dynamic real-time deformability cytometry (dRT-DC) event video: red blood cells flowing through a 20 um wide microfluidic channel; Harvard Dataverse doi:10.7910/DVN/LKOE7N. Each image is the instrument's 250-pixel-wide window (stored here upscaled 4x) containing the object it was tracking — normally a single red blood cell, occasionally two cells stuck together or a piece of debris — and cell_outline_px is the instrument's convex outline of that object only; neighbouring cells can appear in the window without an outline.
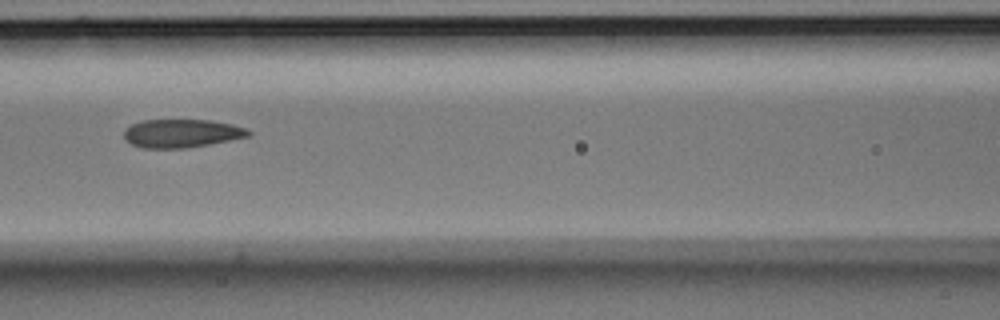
{"species": "Egyptian fruit bat (a non-hibernating species)", "species_latin": "Rousettus aegyptiacus", "temperature_condition": "room temperature", "stored_images_in_passage": 7, "camera_frame_rate_fps": 3000, "um_per_image_px": 0.085, "animal": {"sex": "male"}, "frame": {"image": 1, "passage_image": 7, "time_ms": 2.0, "image_size_px": [1000, 320], "cell_outline_px": [[252, 136], [208, 144], [184, 148], [144, 148], [132, 144], [124, 136], [124, 128], [132, 124], [144, 120], [208, 120], [232, 124], [248, 128], [252, 132]], "centroid_in_image_um": [15.48, 11.33], "position_along_channel_um": 151.1, "area_um2": 20.52}}